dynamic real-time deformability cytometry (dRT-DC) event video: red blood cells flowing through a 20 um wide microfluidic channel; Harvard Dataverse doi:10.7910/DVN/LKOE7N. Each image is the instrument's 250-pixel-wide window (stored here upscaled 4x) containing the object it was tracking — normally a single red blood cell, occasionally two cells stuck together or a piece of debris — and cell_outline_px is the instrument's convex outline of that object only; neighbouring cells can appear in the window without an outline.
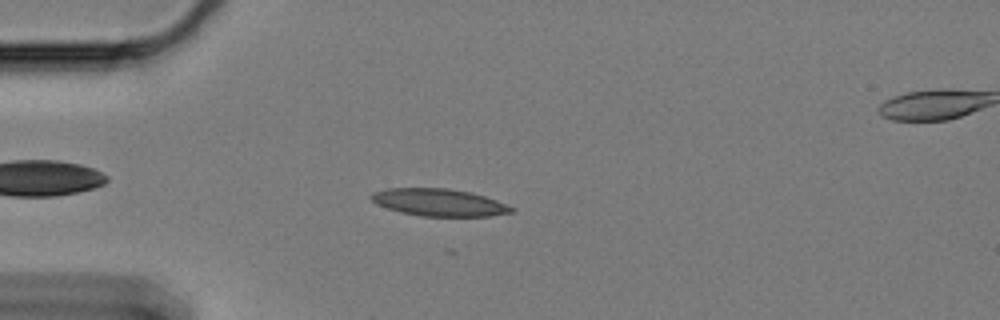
{"species": "Egyptian fruit bat (a non-hibernating species)", "species_latin": "Rousettus aegyptiacus", "temperature_condition": "cold", "stored_images_in_passage": 33, "camera_frame_rate_fps": 3000, "um_per_image_px": 0.085, "animal": {"sex": "female"}, "frame": {"image": 1, "passage_image": 7, "time_ms": 2.0, "image_size_px": [1000, 320], "cell_outline_px": [[516, 208], [512, 212], [488, 216], [420, 216], [400, 212], [376, 204], [368, 196], [372, 192], [388, 188], [448, 188], [472, 192], [496, 200]], "centroid_in_image_um": [37.3, 17.2], "position_along_channel_um": 47.7, "area_um2": 22.37}}
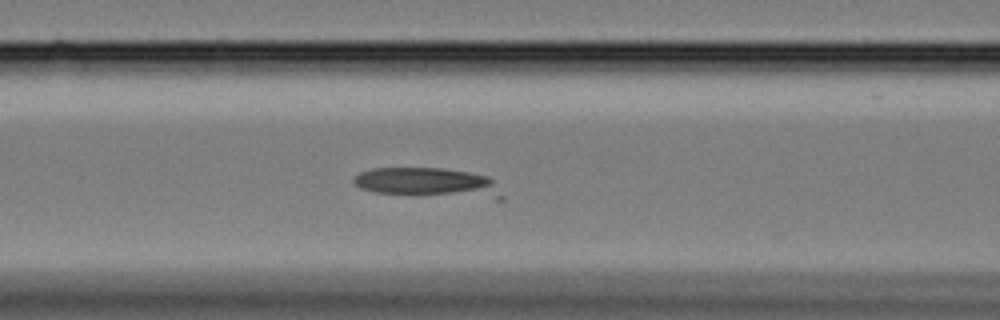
{"frame": {"image": 2, "passage_image": 16, "time_ms": 5.0, "image_size_px": [1000, 320], "cell_outline_px": [[504, 200], [496, 200], [416, 196], [376, 192], [360, 188], [352, 180], [360, 172], [372, 168], [440, 168], [468, 172], [488, 176], [492, 180], [504, 196]], "centroid_in_image_um": [36.47, 15.57], "position_along_channel_um": 130.1, "area_um2": 26.24}}
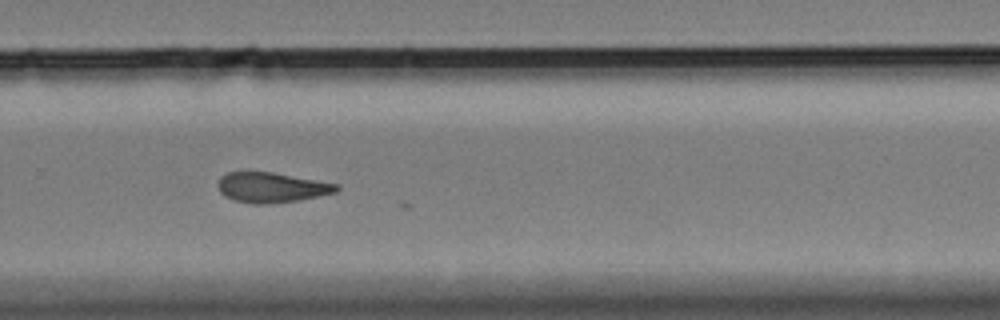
{"frame": {"image": 3, "passage_image": 32, "time_ms": 10.333, "image_size_px": [1000, 320], "cell_outline_px": [[340, 188], [336, 192], [320, 196], [272, 204], [252, 204], [232, 200], [224, 196], [220, 192], [220, 176], [228, 172], [272, 172], [340, 184]], "centroid_in_image_um": [23.11, 15.94], "position_along_channel_um": 306.7, "area_um2": 20.81}}